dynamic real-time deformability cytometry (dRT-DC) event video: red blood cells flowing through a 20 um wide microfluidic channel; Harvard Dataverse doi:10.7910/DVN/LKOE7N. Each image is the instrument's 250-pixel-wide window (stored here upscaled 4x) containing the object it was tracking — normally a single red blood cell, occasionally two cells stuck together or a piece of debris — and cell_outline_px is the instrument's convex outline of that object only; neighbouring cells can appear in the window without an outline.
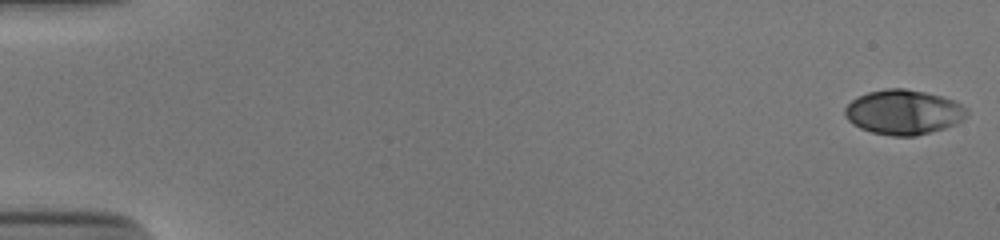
{"species": "human", "species_latin": "Homo sapiens", "temperature_condition": "cold", "stored_images_in_passage": 54, "camera_frame_rate_fps": 3000, "um_per_image_px": 0.085, "donor": {"sex": "male"}, "frame": {"image": 1, "passage_image": 1, "time_ms": 0.0, "image_size_px": [1000, 240], "cell_outline_px": [[968, 116], [956, 124], [944, 128], [916, 136], [892, 136], [872, 132], [860, 128], [852, 124], [844, 116], [844, 108], [856, 96], [868, 92], [888, 88], [904, 88], [924, 92], [956, 100], [968, 108]], "centroid_in_image_um": [76.81, 9.53], "position_along_channel_um": 8.2, "area_um2": 32.08}}
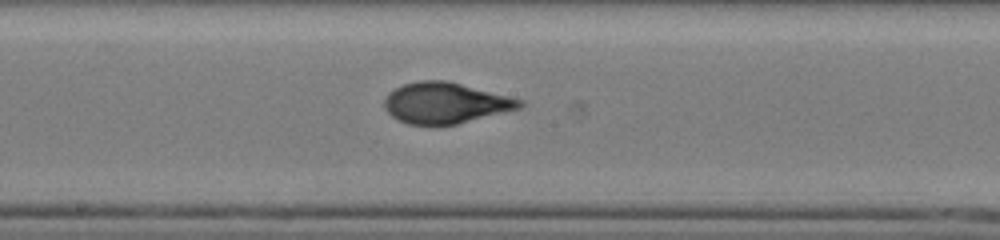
{"frame": {"image": 2, "passage_image": 30, "time_ms": 9.667, "image_size_px": [1000, 240], "cell_outline_px": [[524, 104], [520, 108], [456, 124], [408, 124], [396, 120], [384, 108], [384, 100], [388, 92], [404, 84], [420, 80], [444, 80], [524, 100]], "centroid_in_image_um": [37.82, 8.75], "position_along_channel_um": 210.4, "area_um2": 31.85}}
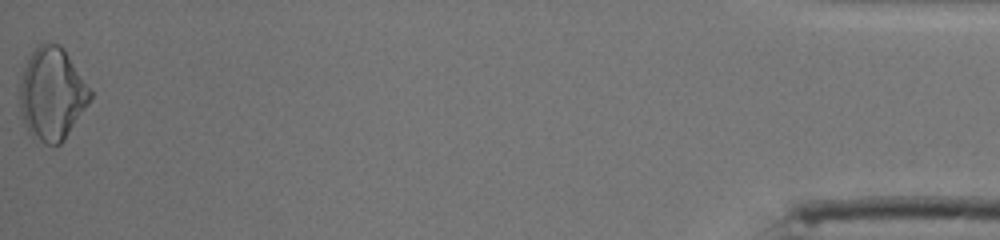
{"frame": {"image": 3, "passage_image": 54, "time_ms": 17.667, "image_size_px": [1000, 240], "cell_outline_px": [[92, 96], [88, 104], [64, 140], [60, 144], [44, 144], [32, 136], [28, 132], [24, 124], [20, 108], [20, 84], [24, 68], [32, 52], [40, 44], [60, 44], [64, 48], [92, 88]], "centroid_in_image_um": [4.45, 7.99], "position_along_channel_um": 430.8, "area_um2": 37.97}, "authors_computed_cell_mechanics": {"area_um2": 31.8767, "velocity_mm_per_s": 3.8678, "shape_relaxation_time_tau1_ms": 6.9225, "shape_relaxation_time_tau2_ms": null, "deformation_change_tau1": 0.2501, "deformation_change_tau2": null}}